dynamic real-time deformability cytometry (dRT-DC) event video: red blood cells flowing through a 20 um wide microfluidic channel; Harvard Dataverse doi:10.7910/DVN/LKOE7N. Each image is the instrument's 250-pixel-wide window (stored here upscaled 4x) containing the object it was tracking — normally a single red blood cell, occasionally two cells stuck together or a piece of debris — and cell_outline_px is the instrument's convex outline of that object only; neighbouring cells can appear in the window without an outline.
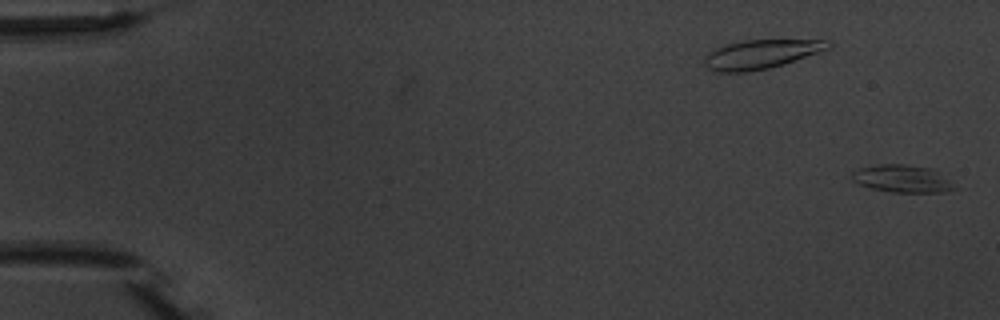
{"species": "common noctule bat (a hibernating species)", "species_latin": "Nyctalus noctula", "temperature_condition": "warm", "stored_images_in_passage": 3, "camera_frame_rate_fps": 3000, "um_per_image_px": 0.085, "animal": {"sex": "male", "body_mass_g": 20.1, "forearm_length_mm": 53.5}, "frame": {"image": 1, "passage_image": 1, "time_ms": 0.0, "image_size_px": [1000, 320], "cell_outline_px": [[960, 188], [944, 192], [892, 192], [872, 188], [860, 184], [852, 180], [852, 172], [860, 168], [876, 164], [904, 164], [932, 168]], "centroid_in_image_um": [76.72, 15.19], "position_along_channel_um": 8.3, "area_um2": 16.42}}